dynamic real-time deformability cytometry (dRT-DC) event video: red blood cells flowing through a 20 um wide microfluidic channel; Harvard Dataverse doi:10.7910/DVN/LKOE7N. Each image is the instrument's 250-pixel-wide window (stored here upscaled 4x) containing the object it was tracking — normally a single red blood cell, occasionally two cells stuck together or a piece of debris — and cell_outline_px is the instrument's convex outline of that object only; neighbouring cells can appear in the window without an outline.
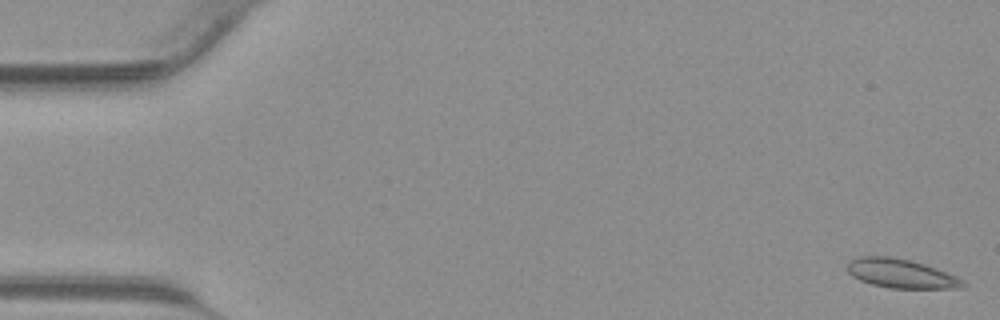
{"species": "common noctule bat (a hibernating species)", "species_latin": "Nyctalus noctula", "temperature_condition": "warm", "stored_images_in_passage": 42, "camera_frame_rate_fps": 3000, "um_per_image_px": 0.085, "animal": {"sex": "male", "body_mass_g": 23.1, "forearm_length_mm": 52.7}, "frame": {"image": 1, "passage_image": 1, "time_ms": 0.0, "image_size_px": [1000, 320], "cell_outline_px": [[968, 284], [964, 288], [888, 288], [872, 284], [860, 280], [852, 276], [848, 272], [848, 264], [852, 260], [860, 256], [892, 256], [924, 264], [936, 268], [956, 276], [964, 280]], "centroid_in_image_um": [76.62, 23.26], "position_along_channel_um": 8.4, "area_um2": 19.54}}
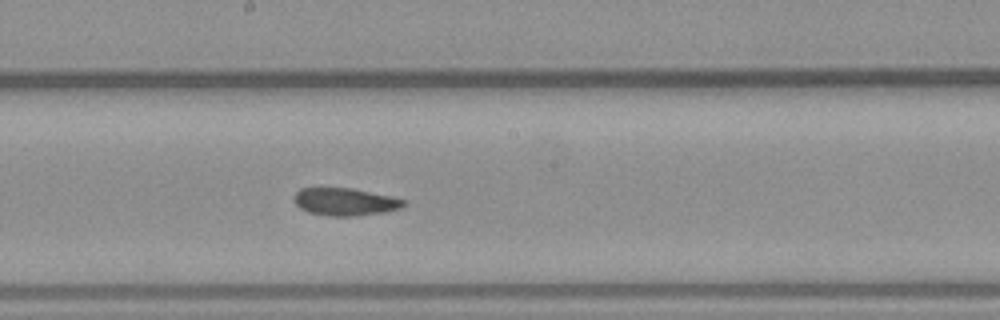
{"frame": {"image": 2, "passage_image": 23, "time_ms": 7.333, "image_size_px": [1000, 320], "cell_outline_px": [[408, 204], [400, 208], [384, 212], [356, 216], [328, 216], [308, 212], [300, 208], [292, 200], [292, 196], [300, 188], [348, 188], [392, 196], [408, 200]], "centroid_in_image_um": [29.33, 17.15], "position_along_channel_um": 218.9, "area_um2": 17.8}}
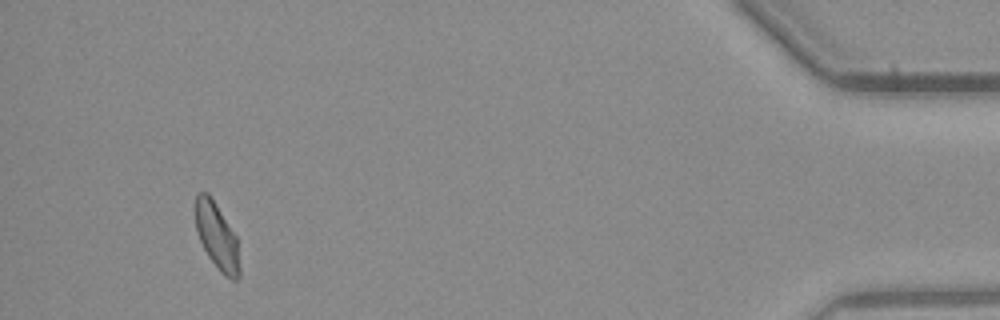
{"frame": {"image": 3, "passage_image": 40, "time_ms": 13.0, "image_size_px": [1000, 320], "cell_outline_px": [[240, 276], [236, 280], [232, 280], [224, 276], [220, 272], [208, 256], [200, 240], [196, 228], [196, 196], [200, 192], [208, 192], [236, 236], [240, 268]], "centroid_in_image_um": [18.45, 20.13], "position_along_channel_um": 416.7, "area_um2": 16.82}}